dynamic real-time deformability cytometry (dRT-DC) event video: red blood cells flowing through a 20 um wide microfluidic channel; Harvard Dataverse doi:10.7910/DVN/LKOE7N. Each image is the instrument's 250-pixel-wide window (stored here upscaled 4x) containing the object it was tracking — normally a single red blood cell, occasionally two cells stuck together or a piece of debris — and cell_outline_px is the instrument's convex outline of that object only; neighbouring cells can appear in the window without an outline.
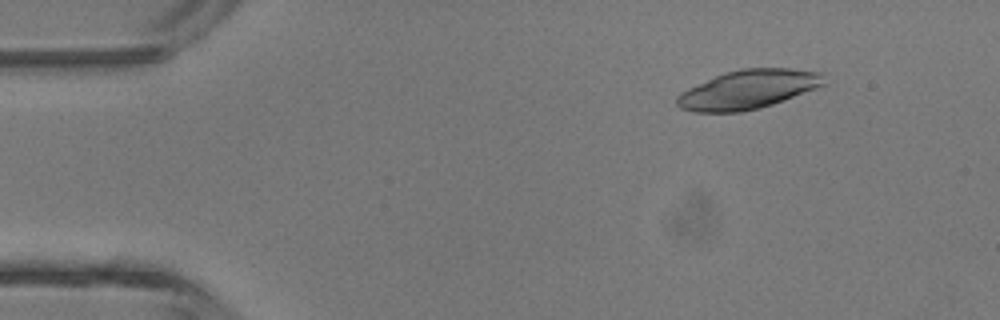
{"species": "common noctule bat (a hibernating species)", "species_latin": "Nyctalus noctula", "temperature_condition": "room temperature", "stored_images_in_passage": 4, "camera_frame_rate_fps": 3000, "um_per_image_px": 0.085, "animal": {"sex": "male", "body_mass_g": 13.3}, "frame": {"image": 1, "passage_image": 2, "time_ms": 1.333, "image_size_px": [1000, 320], "cell_outline_px": [[828, 84], [784, 100], [760, 108], [740, 112], [692, 112], [680, 108], [676, 104], [676, 96], [680, 92], [688, 88], [724, 72], [740, 68], [792, 68], [820, 72]], "centroid_in_image_um": [63.59, 7.6], "position_along_channel_um": 21.4, "area_um2": 33.58}}